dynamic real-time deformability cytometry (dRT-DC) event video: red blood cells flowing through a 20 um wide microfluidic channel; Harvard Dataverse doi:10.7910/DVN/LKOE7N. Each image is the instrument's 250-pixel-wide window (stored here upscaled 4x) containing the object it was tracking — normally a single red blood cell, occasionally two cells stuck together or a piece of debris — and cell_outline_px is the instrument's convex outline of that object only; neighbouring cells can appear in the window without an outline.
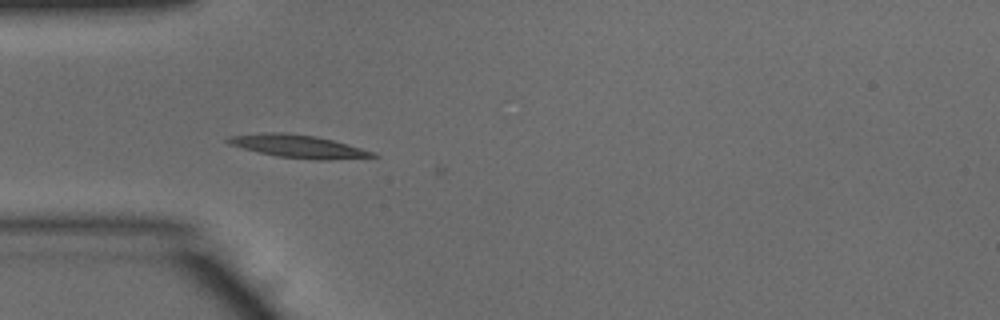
{"species": "common noctule bat (a hibernating species)", "species_latin": "Nyctalus noctula", "temperature_condition": "warm", "stored_images_in_passage": 2, "camera_frame_rate_fps": 3000, "um_per_image_px": 0.085, "animal": {"sex": "male", "body_mass_g": 15.6}, "frame": {"image": 1, "passage_image": 1, "time_ms": 0.0, "image_size_px": [1000, 320], "cell_outline_px": [[380, 156], [328, 160], [316, 160], [276, 156], [228, 144], [224, 140], [228, 136], [260, 132], [284, 132], [316, 136], [332, 140], [376, 152]], "centroid_in_image_um": [25.33, 12.43], "position_along_channel_um": 59.7, "area_um2": 19.36}}